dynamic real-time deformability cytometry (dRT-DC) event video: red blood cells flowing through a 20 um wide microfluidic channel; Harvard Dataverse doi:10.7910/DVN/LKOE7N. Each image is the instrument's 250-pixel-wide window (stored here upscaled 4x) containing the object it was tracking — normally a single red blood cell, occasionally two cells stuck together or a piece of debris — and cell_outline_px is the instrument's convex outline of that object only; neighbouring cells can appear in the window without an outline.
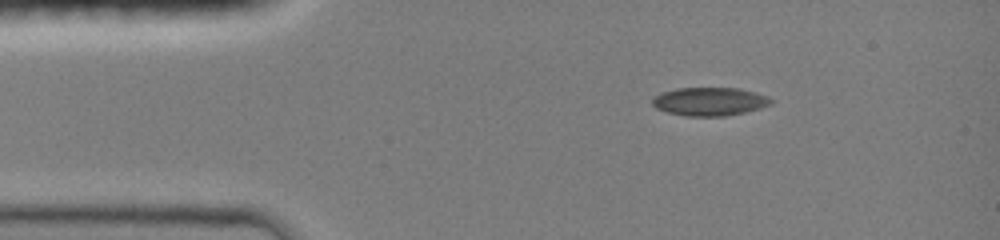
{"species": "common noctule bat (a hibernating species)", "species_latin": "Nyctalus noctula", "temperature_condition": "room temperature", "stored_images_in_passage": 3, "camera_frame_rate_fps": 3000, "um_per_image_px": 0.085, "animal": {"sex": "female", "body_mass_g": 19.0, "forearm_length_mm": 51.5}, "frame": {"image": 1, "passage_image": 1, "time_ms": 0.0, "image_size_px": [1000, 240], "cell_outline_px": [[772, 104], [760, 108], [744, 112], [724, 116], [684, 116], [668, 112], [656, 108], [652, 104], [652, 100], [656, 96], [664, 92], [676, 88], [740, 88], [768, 96], [772, 100]], "centroid_in_image_um": [60.33, 8.63], "position_along_channel_um": 24.7, "area_um2": 19.48}}